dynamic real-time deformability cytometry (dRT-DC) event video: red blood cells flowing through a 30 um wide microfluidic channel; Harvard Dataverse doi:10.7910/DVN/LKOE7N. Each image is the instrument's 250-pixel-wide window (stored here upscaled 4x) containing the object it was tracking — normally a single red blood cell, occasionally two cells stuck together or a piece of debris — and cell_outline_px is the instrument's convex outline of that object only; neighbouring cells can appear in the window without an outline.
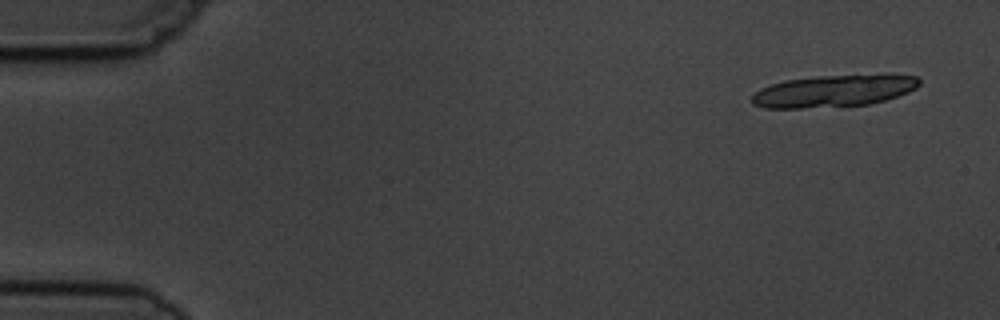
{"species": "common noctule bat (a hibernating species)", "species_latin": "Nyctalus noctula", "temperature_condition": "cold", "stored_images_in_passage": 5, "segment_of_instrument_passage": [1, 2], "camera_frame_rate_fps": 3000, "um_per_image_px": 0.085, "animal": {"sex": "male", "body_mass_g": 19.5, "forearm_length_mm": 54.6}, "frame": {"image": 1, "passage_image": 1, "time_ms": 0.0, "image_size_px": [1000, 320], "cell_outline_px": [[920, 84], [916, 88], [908, 92], [884, 100], [868, 104], [800, 108], [764, 108], [752, 104], [752, 96], [760, 88], [784, 80], [820, 76], [888, 72], [916, 76], [920, 80]], "centroid_in_image_um": [70.93, 7.69], "position_along_channel_um": 14.1, "area_um2": 31.73}}